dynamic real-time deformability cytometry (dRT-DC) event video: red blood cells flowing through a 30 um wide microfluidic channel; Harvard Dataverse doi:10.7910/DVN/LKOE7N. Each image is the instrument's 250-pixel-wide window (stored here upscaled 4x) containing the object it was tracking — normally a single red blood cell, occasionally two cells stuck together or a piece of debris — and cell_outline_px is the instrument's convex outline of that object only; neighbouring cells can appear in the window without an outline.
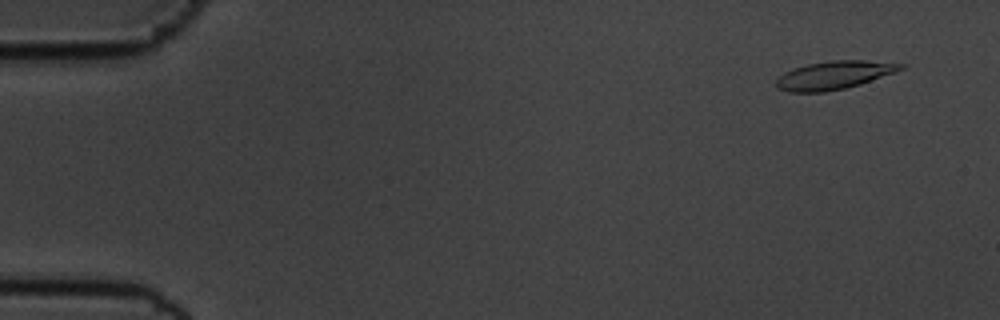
{"species": "common noctule bat (a hibernating species)", "species_latin": "Nyctalus noctula", "temperature_condition": "cold", "stored_images_in_passage": 56, "camera_frame_rate_fps": 3000, "um_per_image_px": 0.085, "animal": {"sex": "male", "body_mass_g": 19.5, "forearm_length_mm": 54.6}, "frame": {"image": 1, "passage_image": 4, "time_ms": 1.0, "image_size_px": [1000, 320], "cell_outline_px": [[908, 64], [904, 68], [896, 72], [860, 84], [844, 88], [824, 92], [788, 92], [776, 88], [776, 80], [784, 72], [792, 68], [808, 64], [832, 60], [864, 60]], "centroid_in_image_um": [70.9, 6.38], "position_along_channel_um": 14.1, "area_um2": 20.52}}
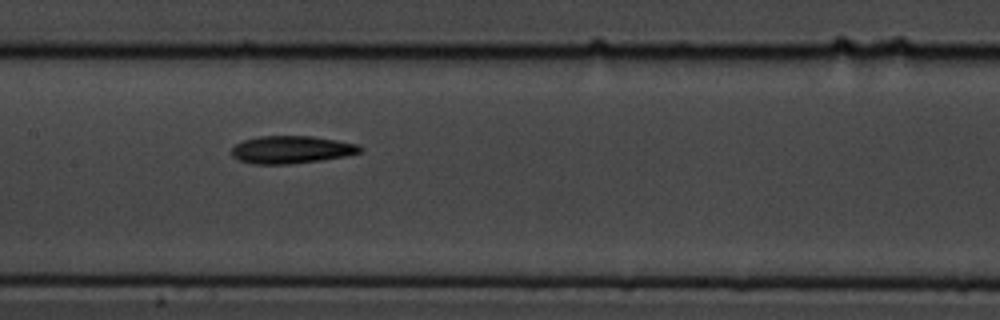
{"frame": {"image": 2, "passage_image": 28, "time_ms": 9.0, "image_size_px": [1000, 320], "cell_outline_px": [[364, 148], [360, 152], [344, 156], [320, 160], [288, 164], [252, 164], [240, 160], [232, 156], [232, 148], [236, 144], [244, 140], [260, 136], [312, 136], [336, 140], [356, 144]], "centroid_in_image_um": [24.75, 12.72], "position_along_channel_um": 182.6, "area_um2": 20.46}}
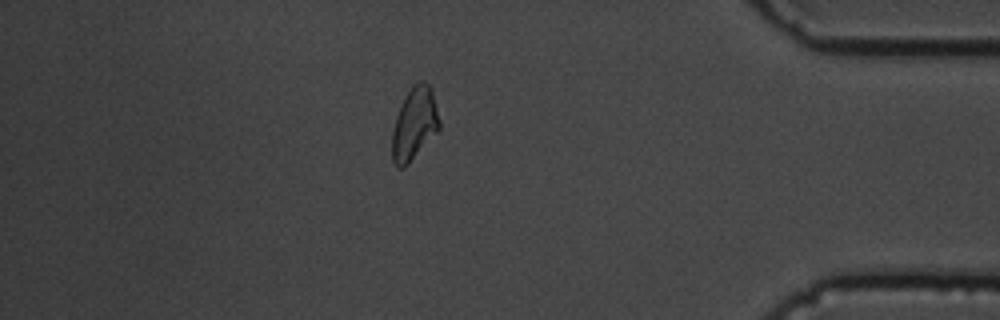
{"frame": {"image": 3, "passage_image": 49, "time_ms": 16.0, "image_size_px": [1000, 320], "cell_outline_px": [[440, 128], [408, 164], [404, 168], [396, 168], [392, 160], [392, 132], [396, 116], [412, 84], [420, 80], [424, 80], [432, 88], [440, 120]], "centroid_in_image_um": [35.23, 10.52], "position_along_channel_um": 400.0, "area_um2": 19.94}, "authors_computed_cell_mechanics": {"area_um2": 20.4034, "velocity_mm_per_s": 3.5834, "shape_relaxation_time_tau1_ms": 4.2349, "shape_relaxation_time_tau2_ms": null, "deformation_change_tau1": 0.1519, "deformation_change_tau2": null}}